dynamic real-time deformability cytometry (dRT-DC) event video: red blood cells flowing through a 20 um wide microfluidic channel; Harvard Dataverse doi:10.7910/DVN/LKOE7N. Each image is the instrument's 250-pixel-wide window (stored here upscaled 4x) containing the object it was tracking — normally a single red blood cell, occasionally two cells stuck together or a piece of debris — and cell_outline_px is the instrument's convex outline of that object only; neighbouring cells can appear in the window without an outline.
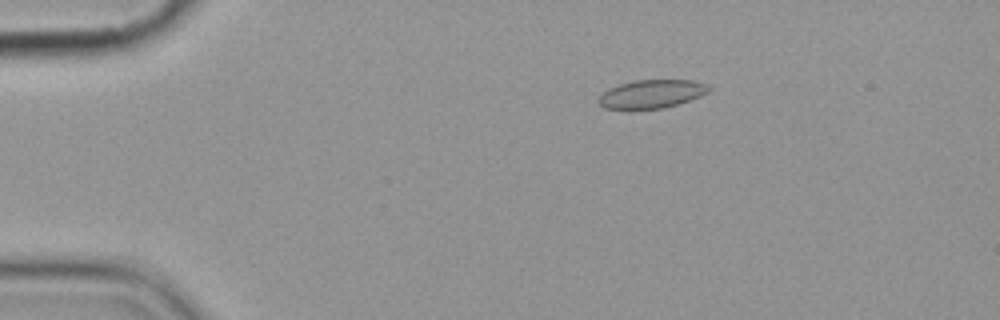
{"species": "common noctule bat (a hibernating species)", "species_latin": "Nyctalus noctula", "temperature_condition": "cold", "stored_images_in_passage": 5, "camera_frame_rate_fps": 3000, "um_per_image_px": 0.085, "animal": {"sex": "female", "body_mass_g": 19.9}, "frame": {"image": 1, "passage_image": 3, "time_ms": 2.333, "image_size_px": [1000, 320], "cell_outline_px": [[712, 88], [708, 92], [700, 96], [664, 108], [632, 112], [628, 112], [604, 108], [596, 100], [608, 88], [620, 84], [636, 80], [692, 80], [704, 84]], "centroid_in_image_um": [55.3, 8.04], "position_along_channel_um": 29.7, "area_um2": 18.79}}